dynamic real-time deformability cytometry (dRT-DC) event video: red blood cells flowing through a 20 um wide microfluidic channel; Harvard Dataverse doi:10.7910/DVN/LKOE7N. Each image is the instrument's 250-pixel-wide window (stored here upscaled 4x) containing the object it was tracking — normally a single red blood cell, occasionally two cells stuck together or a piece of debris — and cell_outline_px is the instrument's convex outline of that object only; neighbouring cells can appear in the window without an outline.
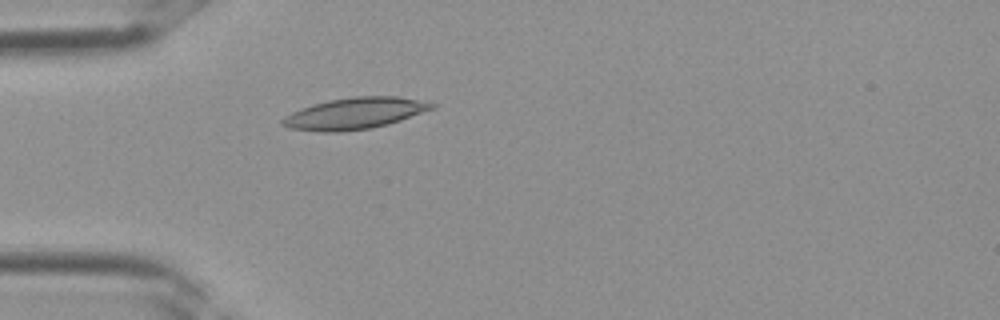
{"species": "Egyptian fruit bat (a non-hibernating species)", "species_latin": "Rousettus aegyptiacus", "temperature_condition": "room temperature", "stored_images_in_passage": 3, "camera_frame_rate_fps": 3000, "um_per_image_px": 0.085, "frame": {"image": 1, "passage_image": 3, "time_ms": 0.667, "image_size_px": [1000, 320], "cell_outline_px": [[436, 108], [388, 124], [372, 128], [340, 132], [320, 132], [288, 128], [280, 124], [280, 120], [284, 116], [292, 112], [312, 104], [328, 100], [352, 96], [396, 96], [436, 104]], "centroid_in_image_um": [30.1, 9.64], "position_along_channel_um": 54.9, "area_um2": 27.46}}